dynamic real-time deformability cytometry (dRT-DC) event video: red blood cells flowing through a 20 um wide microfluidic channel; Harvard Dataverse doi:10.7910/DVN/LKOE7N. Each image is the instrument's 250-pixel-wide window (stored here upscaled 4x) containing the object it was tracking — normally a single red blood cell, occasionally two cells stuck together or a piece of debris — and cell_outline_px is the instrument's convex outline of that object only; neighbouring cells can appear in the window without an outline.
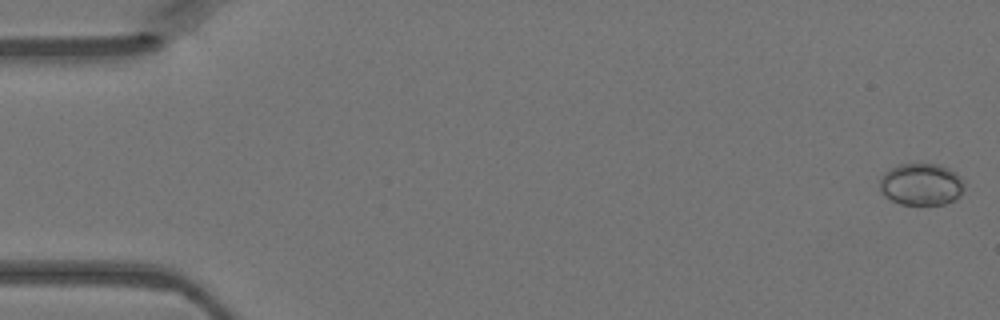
{"species": "Egyptian fruit bat (a non-hibernating species)", "species_latin": "Rousettus aegyptiacus", "temperature_condition": "warm", "stored_images_in_passage": 11, "camera_frame_rate_fps": 3000, "um_per_image_px": 0.085, "animal": {"sex": "female"}, "frame": {"image": 1, "passage_image": 1, "time_ms": 0.0, "image_size_px": [1000, 320], "cell_outline_px": [[964, 192], [960, 196], [944, 204], [900, 204], [884, 196], [880, 192], [880, 180], [884, 172], [900, 164], [940, 164], [956, 172], [960, 176], [964, 184]], "centroid_in_image_um": [78.32, 15.66], "position_along_channel_um": 6.7, "area_um2": 20.75}}